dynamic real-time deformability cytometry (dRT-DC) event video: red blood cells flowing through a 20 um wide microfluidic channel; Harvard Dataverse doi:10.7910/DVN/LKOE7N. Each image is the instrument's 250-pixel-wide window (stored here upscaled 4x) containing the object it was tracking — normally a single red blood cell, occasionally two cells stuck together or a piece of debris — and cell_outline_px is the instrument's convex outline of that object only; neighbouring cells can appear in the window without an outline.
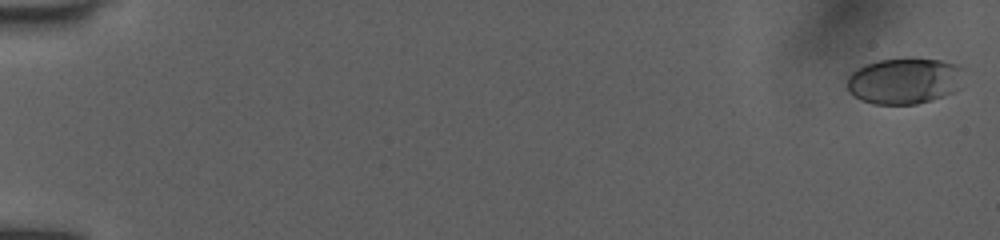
{"species": "human", "species_latin": "Homo sapiens", "temperature_condition": "room temperature", "stored_images_in_passage": 53, "camera_frame_rate_fps": 3000, "um_per_image_px": 0.085, "donor": {"sex": "female"}, "frame": {"image": 1, "passage_image": 1, "time_ms": 0.0, "image_size_px": [1000, 240], "cell_outline_px": [[964, 68], [952, 92], [916, 104], [872, 104], [856, 96], [848, 88], [848, 76], [852, 72], [864, 64], [880, 60], [912, 56], [940, 60], [956, 64]], "centroid_in_image_um": [76.83, 6.83], "position_along_channel_um": 8.2, "area_um2": 31.04}}
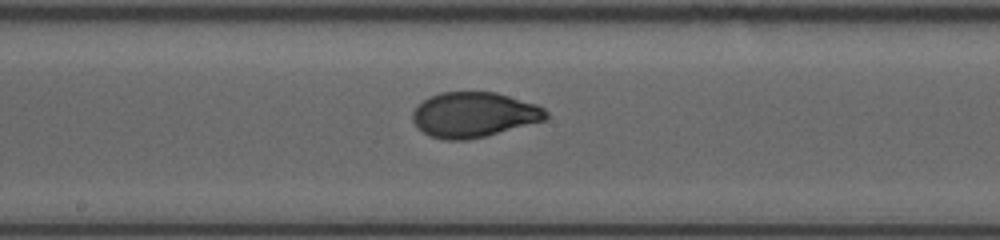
{"frame": {"image": 2, "passage_image": 30, "time_ms": 9.667, "image_size_px": [1000, 240], "cell_outline_px": [[548, 116], [544, 120], [484, 136], [468, 140], [444, 140], [428, 136], [412, 120], [412, 112], [424, 100], [440, 92], [496, 92], [536, 104], [544, 108], [548, 112]], "centroid_in_image_um": [40.28, 9.75], "position_along_channel_um": 207.9, "area_um2": 34.74}}
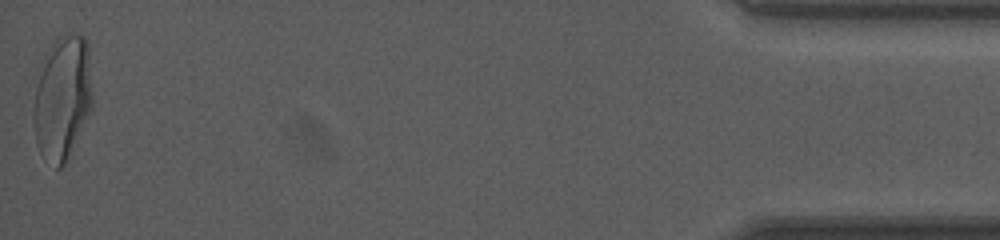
{"frame": {"image": 3, "passage_image": 53, "time_ms": 17.333, "image_size_px": [1000, 240], "cell_outline_px": [[92, 108], [64, 164], [60, 168], [56, 168], [40, 152], [36, 140], [36, 88], [44, 56], [52, 44], [60, 36], [84, 36], [88, 40], [92, 96]], "centroid_in_image_um": [5.35, 8.29], "position_along_channel_um": 429.8, "area_um2": 41.21}, "authors_computed_cell_mechanics": {"area_um2": 34.6222, "velocity_mm_per_s": 4.0023, "shape_relaxation_time_tau1_ms": 4.7412, "shape_relaxation_time_tau2_ms": null, "deformation_change_tau1": 0.2059, "deformation_change_tau2": null}}